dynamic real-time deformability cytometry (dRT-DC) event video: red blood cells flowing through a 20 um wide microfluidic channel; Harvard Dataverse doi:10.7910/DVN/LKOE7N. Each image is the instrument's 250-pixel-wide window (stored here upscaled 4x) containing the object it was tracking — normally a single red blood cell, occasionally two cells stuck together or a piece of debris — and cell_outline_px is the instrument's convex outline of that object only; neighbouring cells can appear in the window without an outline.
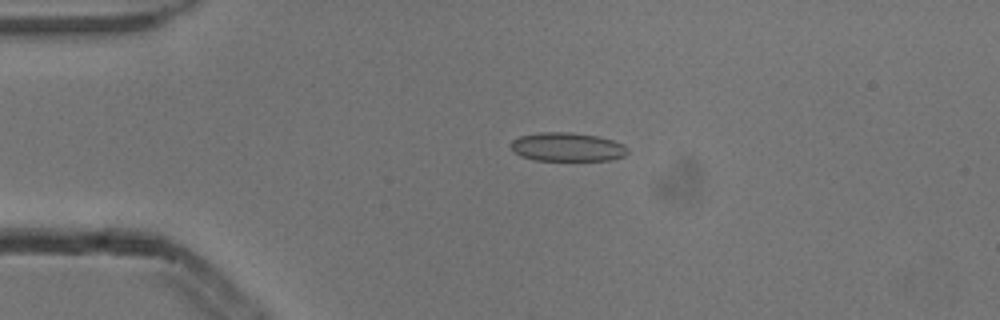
{"species": "common noctule bat (a hibernating species)", "species_latin": "Nyctalus noctula", "temperature_condition": "cold", "stored_images_in_passage": 4, "camera_frame_rate_fps": 3000, "um_per_image_px": 0.085, "animal": {"sex": "male", "body_mass_g": 13.3}, "frame": {"image": 1, "passage_image": 3, "time_ms": 0.667, "image_size_px": [1000, 320], "cell_outline_px": [[628, 152], [624, 156], [608, 160], [536, 160], [520, 156], [512, 148], [512, 140], [520, 136], [540, 132], [572, 132], [596, 136], [612, 140], [624, 144], [628, 148]], "centroid_in_image_um": [48.24, 12.49], "position_along_channel_um": 36.8, "area_um2": 19.42}}